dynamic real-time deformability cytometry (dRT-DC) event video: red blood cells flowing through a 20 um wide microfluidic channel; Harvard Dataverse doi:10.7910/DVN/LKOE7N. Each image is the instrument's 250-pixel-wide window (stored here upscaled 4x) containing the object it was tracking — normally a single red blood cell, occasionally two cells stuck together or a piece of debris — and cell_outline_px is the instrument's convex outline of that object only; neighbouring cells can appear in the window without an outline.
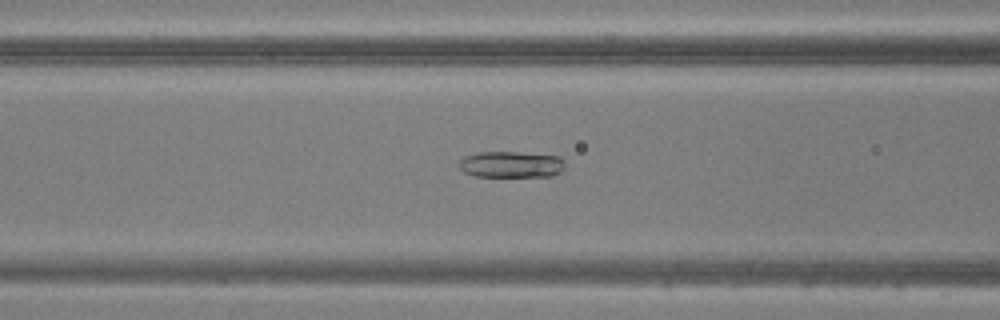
{"species": "common noctule bat (a hibernating species)", "species_latin": "Nyctalus noctula", "temperature_condition": "warm", "stored_images_in_passage": 50, "camera_frame_rate_fps": 3000, "um_per_image_px": 0.085, "animal": {"sex": "male", "body_mass_g": 20.5, "forearm_length_mm": 52.5}, "frame": {"image": 1, "passage_image": 21, "time_ms": 6.667, "image_size_px": [1000, 320], "cell_outline_px": [[564, 168], [560, 172], [552, 176], [476, 176], [464, 172], [456, 164], [464, 156], [476, 152], [516, 152], [560, 156], [564, 160]], "centroid_in_image_um": [43.43, 13.97], "position_along_channel_um": 123.2, "area_um2": 16.36}}
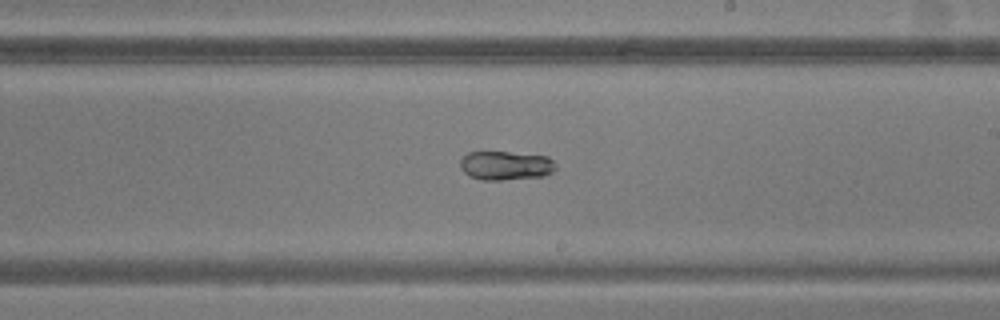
{"frame": {"image": 2, "passage_image": 30, "time_ms": 9.667, "image_size_px": [1000, 320], "cell_outline_px": [[556, 168], [552, 172], [544, 176], [500, 180], [484, 180], [468, 176], [460, 168], [460, 160], [468, 152], [508, 152], [548, 156], [556, 164]], "centroid_in_image_um": [42.98, 14.07], "position_along_channel_um": 246.0, "area_um2": 16.18}}
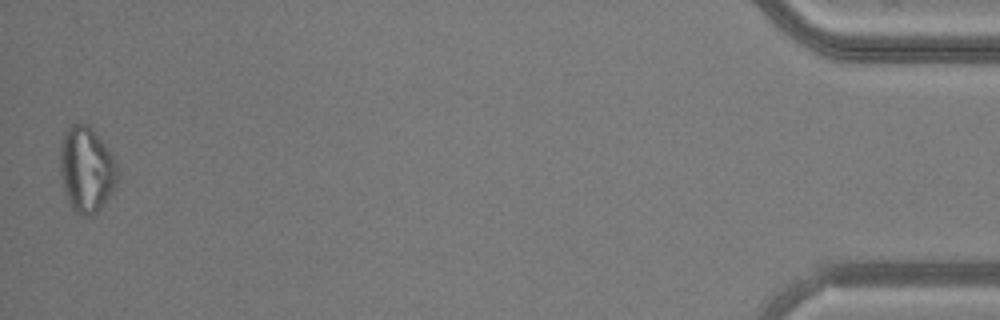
{"frame": {"image": 3, "passage_image": 50, "time_ms": 16.333, "image_size_px": [1000, 320], "cell_outline_px": [[116, 184], [112, 192], [100, 208], [92, 216], [84, 216], [76, 212], [72, 208], [68, 200], [60, 176], [60, 144], [64, 132], [72, 124], [80, 120], [88, 124], [92, 128], [104, 144], [112, 156], [116, 164]], "centroid_in_image_um": [7.31, 14.37], "position_along_channel_um": 427.9, "area_um2": 28.5}}